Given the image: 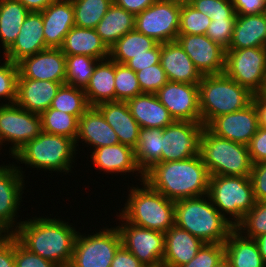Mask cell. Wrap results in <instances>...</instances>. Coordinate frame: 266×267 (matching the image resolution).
Segmentation results:
<instances>
[{
  "mask_svg": "<svg viewBox=\"0 0 266 267\" xmlns=\"http://www.w3.org/2000/svg\"><path fill=\"white\" fill-rule=\"evenodd\" d=\"M224 73L251 93H261L266 82L265 47L227 49Z\"/></svg>",
  "mask_w": 266,
  "mask_h": 267,
  "instance_id": "cell-9",
  "label": "cell"
},
{
  "mask_svg": "<svg viewBox=\"0 0 266 267\" xmlns=\"http://www.w3.org/2000/svg\"><path fill=\"white\" fill-rule=\"evenodd\" d=\"M41 12L31 11L20 28L13 45L3 53L10 61L17 63L21 59L46 50Z\"/></svg>",
  "mask_w": 266,
  "mask_h": 267,
  "instance_id": "cell-22",
  "label": "cell"
},
{
  "mask_svg": "<svg viewBox=\"0 0 266 267\" xmlns=\"http://www.w3.org/2000/svg\"><path fill=\"white\" fill-rule=\"evenodd\" d=\"M198 86L201 123L205 127L220 115L244 109L253 99V93L225 73L203 75Z\"/></svg>",
  "mask_w": 266,
  "mask_h": 267,
  "instance_id": "cell-5",
  "label": "cell"
},
{
  "mask_svg": "<svg viewBox=\"0 0 266 267\" xmlns=\"http://www.w3.org/2000/svg\"><path fill=\"white\" fill-rule=\"evenodd\" d=\"M224 249L231 267H266L256 241L243 236L235 228L224 242Z\"/></svg>",
  "mask_w": 266,
  "mask_h": 267,
  "instance_id": "cell-32",
  "label": "cell"
},
{
  "mask_svg": "<svg viewBox=\"0 0 266 267\" xmlns=\"http://www.w3.org/2000/svg\"><path fill=\"white\" fill-rule=\"evenodd\" d=\"M135 73L142 93L156 94L168 82L166 73L160 63Z\"/></svg>",
  "mask_w": 266,
  "mask_h": 267,
  "instance_id": "cell-45",
  "label": "cell"
},
{
  "mask_svg": "<svg viewBox=\"0 0 266 267\" xmlns=\"http://www.w3.org/2000/svg\"><path fill=\"white\" fill-rule=\"evenodd\" d=\"M96 107L117 134L119 142L135 149L140 126L131 115L126 101L103 102Z\"/></svg>",
  "mask_w": 266,
  "mask_h": 267,
  "instance_id": "cell-27",
  "label": "cell"
},
{
  "mask_svg": "<svg viewBox=\"0 0 266 267\" xmlns=\"http://www.w3.org/2000/svg\"><path fill=\"white\" fill-rule=\"evenodd\" d=\"M162 137L161 128L139 129L137 147L134 150L137 166L143 174L154 164L161 163Z\"/></svg>",
  "mask_w": 266,
  "mask_h": 267,
  "instance_id": "cell-35",
  "label": "cell"
},
{
  "mask_svg": "<svg viewBox=\"0 0 266 267\" xmlns=\"http://www.w3.org/2000/svg\"><path fill=\"white\" fill-rule=\"evenodd\" d=\"M262 14H263L264 17L266 18V1H265L264 10H263Z\"/></svg>",
  "mask_w": 266,
  "mask_h": 267,
  "instance_id": "cell-62",
  "label": "cell"
},
{
  "mask_svg": "<svg viewBox=\"0 0 266 267\" xmlns=\"http://www.w3.org/2000/svg\"><path fill=\"white\" fill-rule=\"evenodd\" d=\"M161 43H157L152 49L148 50V54H140L133 56L126 65L134 72L143 70L154 64L160 63Z\"/></svg>",
  "mask_w": 266,
  "mask_h": 267,
  "instance_id": "cell-51",
  "label": "cell"
},
{
  "mask_svg": "<svg viewBox=\"0 0 266 267\" xmlns=\"http://www.w3.org/2000/svg\"><path fill=\"white\" fill-rule=\"evenodd\" d=\"M145 267H165L163 264H159V265H156V266H145Z\"/></svg>",
  "mask_w": 266,
  "mask_h": 267,
  "instance_id": "cell-64",
  "label": "cell"
},
{
  "mask_svg": "<svg viewBox=\"0 0 266 267\" xmlns=\"http://www.w3.org/2000/svg\"><path fill=\"white\" fill-rule=\"evenodd\" d=\"M190 5L211 18H237L231 0H194Z\"/></svg>",
  "mask_w": 266,
  "mask_h": 267,
  "instance_id": "cell-47",
  "label": "cell"
},
{
  "mask_svg": "<svg viewBox=\"0 0 266 267\" xmlns=\"http://www.w3.org/2000/svg\"><path fill=\"white\" fill-rule=\"evenodd\" d=\"M201 122L174 121L163 128L161 162L181 161L200 155Z\"/></svg>",
  "mask_w": 266,
  "mask_h": 267,
  "instance_id": "cell-14",
  "label": "cell"
},
{
  "mask_svg": "<svg viewBox=\"0 0 266 267\" xmlns=\"http://www.w3.org/2000/svg\"><path fill=\"white\" fill-rule=\"evenodd\" d=\"M116 216L123 222L117 225L122 245L145 266L162 264L164 233L129 223L120 214Z\"/></svg>",
  "mask_w": 266,
  "mask_h": 267,
  "instance_id": "cell-13",
  "label": "cell"
},
{
  "mask_svg": "<svg viewBox=\"0 0 266 267\" xmlns=\"http://www.w3.org/2000/svg\"><path fill=\"white\" fill-rule=\"evenodd\" d=\"M235 22L236 18H211L206 35L227 50L232 40Z\"/></svg>",
  "mask_w": 266,
  "mask_h": 267,
  "instance_id": "cell-46",
  "label": "cell"
},
{
  "mask_svg": "<svg viewBox=\"0 0 266 267\" xmlns=\"http://www.w3.org/2000/svg\"><path fill=\"white\" fill-rule=\"evenodd\" d=\"M20 1L30 12H41L46 9L55 0H18Z\"/></svg>",
  "mask_w": 266,
  "mask_h": 267,
  "instance_id": "cell-58",
  "label": "cell"
},
{
  "mask_svg": "<svg viewBox=\"0 0 266 267\" xmlns=\"http://www.w3.org/2000/svg\"><path fill=\"white\" fill-rule=\"evenodd\" d=\"M75 26L95 29L106 15L113 0H71Z\"/></svg>",
  "mask_w": 266,
  "mask_h": 267,
  "instance_id": "cell-38",
  "label": "cell"
},
{
  "mask_svg": "<svg viewBox=\"0 0 266 267\" xmlns=\"http://www.w3.org/2000/svg\"><path fill=\"white\" fill-rule=\"evenodd\" d=\"M32 219L21 221L13 233L17 240L29 251L58 266L70 265L79 231L55 217Z\"/></svg>",
  "mask_w": 266,
  "mask_h": 267,
  "instance_id": "cell-1",
  "label": "cell"
},
{
  "mask_svg": "<svg viewBox=\"0 0 266 267\" xmlns=\"http://www.w3.org/2000/svg\"><path fill=\"white\" fill-rule=\"evenodd\" d=\"M41 132L40 114L29 112L16 103H0V145L11 143V156Z\"/></svg>",
  "mask_w": 266,
  "mask_h": 267,
  "instance_id": "cell-11",
  "label": "cell"
},
{
  "mask_svg": "<svg viewBox=\"0 0 266 267\" xmlns=\"http://www.w3.org/2000/svg\"><path fill=\"white\" fill-rule=\"evenodd\" d=\"M81 140L91 145L94 149L103 146L119 144L117 134L106 122L104 116L96 106H90L83 115L79 117L78 136L75 146Z\"/></svg>",
  "mask_w": 266,
  "mask_h": 267,
  "instance_id": "cell-26",
  "label": "cell"
},
{
  "mask_svg": "<svg viewBox=\"0 0 266 267\" xmlns=\"http://www.w3.org/2000/svg\"><path fill=\"white\" fill-rule=\"evenodd\" d=\"M250 179L256 202H266V161L252 165Z\"/></svg>",
  "mask_w": 266,
  "mask_h": 267,
  "instance_id": "cell-50",
  "label": "cell"
},
{
  "mask_svg": "<svg viewBox=\"0 0 266 267\" xmlns=\"http://www.w3.org/2000/svg\"><path fill=\"white\" fill-rule=\"evenodd\" d=\"M207 195L234 227L256 204L250 176H210Z\"/></svg>",
  "mask_w": 266,
  "mask_h": 267,
  "instance_id": "cell-8",
  "label": "cell"
},
{
  "mask_svg": "<svg viewBox=\"0 0 266 267\" xmlns=\"http://www.w3.org/2000/svg\"><path fill=\"white\" fill-rule=\"evenodd\" d=\"M174 217L175 225L204 243L224 244L235 228L212 204L208 195L175 201Z\"/></svg>",
  "mask_w": 266,
  "mask_h": 267,
  "instance_id": "cell-3",
  "label": "cell"
},
{
  "mask_svg": "<svg viewBox=\"0 0 266 267\" xmlns=\"http://www.w3.org/2000/svg\"><path fill=\"white\" fill-rule=\"evenodd\" d=\"M42 131L69 137L76 142L79 119L71 114L49 108L40 114Z\"/></svg>",
  "mask_w": 266,
  "mask_h": 267,
  "instance_id": "cell-37",
  "label": "cell"
},
{
  "mask_svg": "<svg viewBox=\"0 0 266 267\" xmlns=\"http://www.w3.org/2000/svg\"><path fill=\"white\" fill-rule=\"evenodd\" d=\"M140 128H165L174 122L156 94L142 93L126 101Z\"/></svg>",
  "mask_w": 266,
  "mask_h": 267,
  "instance_id": "cell-28",
  "label": "cell"
},
{
  "mask_svg": "<svg viewBox=\"0 0 266 267\" xmlns=\"http://www.w3.org/2000/svg\"><path fill=\"white\" fill-rule=\"evenodd\" d=\"M61 51L65 55H87L99 60L109 58V48L95 29L73 28L65 36Z\"/></svg>",
  "mask_w": 266,
  "mask_h": 267,
  "instance_id": "cell-29",
  "label": "cell"
},
{
  "mask_svg": "<svg viewBox=\"0 0 266 267\" xmlns=\"http://www.w3.org/2000/svg\"><path fill=\"white\" fill-rule=\"evenodd\" d=\"M266 18L264 15H237L233 36L228 49L265 47Z\"/></svg>",
  "mask_w": 266,
  "mask_h": 267,
  "instance_id": "cell-31",
  "label": "cell"
},
{
  "mask_svg": "<svg viewBox=\"0 0 266 267\" xmlns=\"http://www.w3.org/2000/svg\"><path fill=\"white\" fill-rule=\"evenodd\" d=\"M15 267H58L54 262L44 259L26 249L14 236Z\"/></svg>",
  "mask_w": 266,
  "mask_h": 267,
  "instance_id": "cell-49",
  "label": "cell"
},
{
  "mask_svg": "<svg viewBox=\"0 0 266 267\" xmlns=\"http://www.w3.org/2000/svg\"><path fill=\"white\" fill-rule=\"evenodd\" d=\"M99 59L87 55H66L65 84L85 89Z\"/></svg>",
  "mask_w": 266,
  "mask_h": 267,
  "instance_id": "cell-39",
  "label": "cell"
},
{
  "mask_svg": "<svg viewBox=\"0 0 266 267\" xmlns=\"http://www.w3.org/2000/svg\"><path fill=\"white\" fill-rule=\"evenodd\" d=\"M5 58L0 65V100L7 99V104H13L16 101L18 67L17 63Z\"/></svg>",
  "mask_w": 266,
  "mask_h": 267,
  "instance_id": "cell-44",
  "label": "cell"
},
{
  "mask_svg": "<svg viewBox=\"0 0 266 267\" xmlns=\"http://www.w3.org/2000/svg\"><path fill=\"white\" fill-rule=\"evenodd\" d=\"M264 96H266V82H265V85H264V89L263 91L261 92Z\"/></svg>",
  "mask_w": 266,
  "mask_h": 267,
  "instance_id": "cell-63",
  "label": "cell"
},
{
  "mask_svg": "<svg viewBox=\"0 0 266 267\" xmlns=\"http://www.w3.org/2000/svg\"><path fill=\"white\" fill-rule=\"evenodd\" d=\"M46 48L60 49L65 36L75 26L71 0H55L41 11Z\"/></svg>",
  "mask_w": 266,
  "mask_h": 267,
  "instance_id": "cell-20",
  "label": "cell"
},
{
  "mask_svg": "<svg viewBox=\"0 0 266 267\" xmlns=\"http://www.w3.org/2000/svg\"><path fill=\"white\" fill-rule=\"evenodd\" d=\"M90 158L96 169L102 170L106 173H131L135 176H141L138 180L144 181V174L138 168L135 160V150L124 144H116L112 146H103L93 149ZM140 175H137V174ZM142 180V181H141Z\"/></svg>",
  "mask_w": 266,
  "mask_h": 267,
  "instance_id": "cell-25",
  "label": "cell"
},
{
  "mask_svg": "<svg viewBox=\"0 0 266 267\" xmlns=\"http://www.w3.org/2000/svg\"><path fill=\"white\" fill-rule=\"evenodd\" d=\"M24 177L20 166L0 165V234H13L21 223L15 218L24 193Z\"/></svg>",
  "mask_w": 266,
  "mask_h": 267,
  "instance_id": "cell-15",
  "label": "cell"
},
{
  "mask_svg": "<svg viewBox=\"0 0 266 267\" xmlns=\"http://www.w3.org/2000/svg\"><path fill=\"white\" fill-rule=\"evenodd\" d=\"M156 95L174 121L201 122L198 84L168 81Z\"/></svg>",
  "mask_w": 266,
  "mask_h": 267,
  "instance_id": "cell-16",
  "label": "cell"
},
{
  "mask_svg": "<svg viewBox=\"0 0 266 267\" xmlns=\"http://www.w3.org/2000/svg\"><path fill=\"white\" fill-rule=\"evenodd\" d=\"M206 127L219 137L248 146L259 128L256 106L252 101L244 109L214 118Z\"/></svg>",
  "mask_w": 266,
  "mask_h": 267,
  "instance_id": "cell-18",
  "label": "cell"
},
{
  "mask_svg": "<svg viewBox=\"0 0 266 267\" xmlns=\"http://www.w3.org/2000/svg\"><path fill=\"white\" fill-rule=\"evenodd\" d=\"M176 41L202 76L224 73L226 50L206 34H178Z\"/></svg>",
  "mask_w": 266,
  "mask_h": 267,
  "instance_id": "cell-17",
  "label": "cell"
},
{
  "mask_svg": "<svg viewBox=\"0 0 266 267\" xmlns=\"http://www.w3.org/2000/svg\"><path fill=\"white\" fill-rule=\"evenodd\" d=\"M235 229L251 239L266 234V202H256L255 206L235 226Z\"/></svg>",
  "mask_w": 266,
  "mask_h": 267,
  "instance_id": "cell-42",
  "label": "cell"
},
{
  "mask_svg": "<svg viewBox=\"0 0 266 267\" xmlns=\"http://www.w3.org/2000/svg\"><path fill=\"white\" fill-rule=\"evenodd\" d=\"M18 78L65 82L66 55L61 49L48 48L17 62Z\"/></svg>",
  "mask_w": 266,
  "mask_h": 267,
  "instance_id": "cell-19",
  "label": "cell"
},
{
  "mask_svg": "<svg viewBox=\"0 0 266 267\" xmlns=\"http://www.w3.org/2000/svg\"><path fill=\"white\" fill-rule=\"evenodd\" d=\"M160 64L168 81L199 84L202 75L177 41L161 43Z\"/></svg>",
  "mask_w": 266,
  "mask_h": 267,
  "instance_id": "cell-24",
  "label": "cell"
},
{
  "mask_svg": "<svg viewBox=\"0 0 266 267\" xmlns=\"http://www.w3.org/2000/svg\"><path fill=\"white\" fill-rule=\"evenodd\" d=\"M258 114L259 127L266 129V96L262 93L253 94V99Z\"/></svg>",
  "mask_w": 266,
  "mask_h": 267,
  "instance_id": "cell-57",
  "label": "cell"
},
{
  "mask_svg": "<svg viewBox=\"0 0 266 267\" xmlns=\"http://www.w3.org/2000/svg\"><path fill=\"white\" fill-rule=\"evenodd\" d=\"M101 230L88 236L78 233L70 263L72 267H110L122 245L121 236L117 227Z\"/></svg>",
  "mask_w": 266,
  "mask_h": 267,
  "instance_id": "cell-10",
  "label": "cell"
},
{
  "mask_svg": "<svg viewBox=\"0 0 266 267\" xmlns=\"http://www.w3.org/2000/svg\"><path fill=\"white\" fill-rule=\"evenodd\" d=\"M173 2H176L177 4L183 5V4H191L194 0H171Z\"/></svg>",
  "mask_w": 266,
  "mask_h": 267,
  "instance_id": "cell-61",
  "label": "cell"
},
{
  "mask_svg": "<svg viewBox=\"0 0 266 267\" xmlns=\"http://www.w3.org/2000/svg\"><path fill=\"white\" fill-rule=\"evenodd\" d=\"M266 0H231L237 15H257L264 10Z\"/></svg>",
  "mask_w": 266,
  "mask_h": 267,
  "instance_id": "cell-54",
  "label": "cell"
},
{
  "mask_svg": "<svg viewBox=\"0 0 266 267\" xmlns=\"http://www.w3.org/2000/svg\"><path fill=\"white\" fill-rule=\"evenodd\" d=\"M211 17L197 11L190 4L181 5L178 34H206Z\"/></svg>",
  "mask_w": 266,
  "mask_h": 267,
  "instance_id": "cell-43",
  "label": "cell"
},
{
  "mask_svg": "<svg viewBox=\"0 0 266 267\" xmlns=\"http://www.w3.org/2000/svg\"><path fill=\"white\" fill-rule=\"evenodd\" d=\"M110 267H145V265L121 245L116 251Z\"/></svg>",
  "mask_w": 266,
  "mask_h": 267,
  "instance_id": "cell-55",
  "label": "cell"
},
{
  "mask_svg": "<svg viewBox=\"0 0 266 267\" xmlns=\"http://www.w3.org/2000/svg\"><path fill=\"white\" fill-rule=\"evenodd\" d=\"M133 29H135V15L114 3L95 27L108 48Z\"/></svg>",
  "mask_w": 266,
  "mask_h": 267,
  "instance_id": "cell-33",
  "label": "cell"
},
{
  "mask_svg": "<svg viewBox=\"0 0 266 267\" xmlns=\"http://www.w3.org/2000/svg\"><path fill=\"white\" fill-rule=\"evenodd\" d=\"M248 150L252 164L266 161V129L258 128L248 144Z\"/></svg>",
  "mask_w": 266,
  "mask_h": 267,
  "instance_id": "cell-52",
  "label": "cell"
},
{
  "mask_svg": "<svg viewBox=\"0 0 266 267\" xmlns=\"http://www.w3.org/2000/svg\"><path fill=\"white\" fill-rule=\"evenodd\" d=\"M158 42L136 29L127 32L109 48V58L116 63L126 64L133 56L148 54Z\"/></svg>",
  "mask_w": 266,
  "mask_h": 267,
  "instance_id": "cell-36",
  "label": "cell"
},
{
  "mask_svg": "<svg viewBox=\"0 0 266 267\" xmlns=\"http://www.w3.org/2000/svg\"><path fill=\"white\" fill-rule=\"evenodd\" d=\"M200 157L210 176H250L248 146L213 134L207 127L201 136Z\"/></svg>",
  "mask_w": 266,
  "mask_h": 267,
  "instance_id": "cell-7",
  "label": "cell"
},
{
  "mask_svg": "<svg viewBox=\"0 0 266 267\" xmlns=\"http://www.w3.org/2000/svg\"><path fill=\"white\" fill-rule=\"evenodd\" d=\"M115 101H127L142 94L136 73L126 64L115 62Z\"/></svg>",
  "mask_w": 266,
  "mask_h": 267,
  "instance_id": "cell-41",
  "label": "cell"
},
{
  "mask_svg": "<svg viewBox=\"0 0 266 267\" xmlns=\"http://www.w3.org/2000/svg\"><path fill=\"white\" fill-rule=\"evenodd\" d=\"M77 148L75 141L62 135L42 131L36 138L26 143L12 158L28 167L45 171L67 172L72 170ZM76 152V153H75Z\"/></svg>",
  "mask_w": 266,
  "mask_h": 267,
  "instance_id": "cell-6",
  "label": "cell"
},
{
  "mask_svg": "<svg viewBox=\"0 0 266 267\" xmlns=\"http://www.w3.org/2000/svg\"><path fill=\"white\" fill-rule=\"evenodd\" d=\"M214 267H231L229 260L224 256Z\"/></svg>",
  "mask_w": 266,
  "mask_h": 267,
  "instance_id": "cell-60",
  "label": "cell"
},
{
  "mask_svg": "<svg viewBox=\"0 0 266 267\" xmlns=\"http://www.w3.org/2000/svg\"><path fill=\"white\" fill-rule=\"evenodd\" d=\"M89 107L84 90L67 84L60 86L50 106L78 119Z\"/></svg>",
  "mask_w": 266,
  "mask_h": 267,
  "instance_id": "cell-40",
  "label": "cell"
},
{
  "mask_svg": "<svg viewBox=\"0 0 266 267\" xmlns=\"http://www.w3.org/2000/svg\"><path fill=\"white\" fill-rule=\"evenodd\" d=\"M257 243L262 260L266 264V234L254 238Z\"/></svg>",
  "mask_w": 266,
  "mask_h": 267,
  "instance_id": "cell-59",
  "label": "cell"
},
{
  "mask_svg": "<svg viewBox=\"0 0 266 267\" xmlns=\"http://www.w3.org/2000/svg\"><path fill=\"white\" fill-rule=\"evenodd\" d=\"M224 256V244L204 243L196 256L180 267H214Z\"/></svg>",
  "mask_w": 266,
  "mask_h": 267,
  "instance_id": "cell-48",
  "label": "cell"
},
{
  "mask_svg": "<svg viewBox=\"0 0 266 267\" xmlns=\"http://www.w3.org/2000/svg\"><path fill=\"white\" fill-rule=\"evenodd\" d=\"M58 267H72L71 265H64V266H58Z\"/></svg>",
  "mask_w": 266,
  "mask_h": 267,
  "instance_id": "cell-65",
  "label": "cell"
},
{
  "mask_svg": "<svg viewBox=\"0 0 266 267\" xmlns=\"http://www.w3.org/2000/svg\"><path fill=\"white\" fill-rule=\"evenodd\" d=\"M0 267H15L13 234H0Z\"/></svg>",
  "mask_w": 266,
  "mask_h": 267,
  "instance_id": "cell-53",
  "label": "cell"
},
{
  "mask_svg": "<svg viewBox=\"0 0 266 267\" xmlns=\"http://www.w3.org/2000/svg\"><path fill=\"white\" fill-rule=\"evenodd\" d=\"M29 12L18 0H0V40L3 53L16 41Z\"/></svg>",
  "mask_w": 266,
  "mask_h": 267,
  "instance_id": "cell-34",
  "label": "cell"
},
{
  "mask_svg": "<svg viewBox=\"0 0 266 267\" xmlns=\"http://www.w3.org/2000/svg\"><path fill=\"white\" fill-rule=\"evenodd\" d=\"M164 242L162 264L165 267H180L187 264L204 245L200 238L175 224L164 233Z\"/></svg>",
  "mask_w": 266,
  "mask_h": 267,
  "instance_id": "cell-23",
  "label": "cell"
},
{
  "mask_svg": "<svg viewBox=\"0 0 266 267\" xmlns=\"http://www.w3.org/2000/svg\"><path fill=\"white\" fill-rule=\"evenodd\" d=\"M209 172L200 155L181 161L154 164L144 173V181L172 201L208 194Z\"/></svg>",
  "mask_w": 266,
  "mask_h": 267,
  "instance_id": "cell-2",
  "label": "cell"
},
{
  "mask_svg": "<svg viewBox=\"0 0 266 267\" xmlns=\"http://www.w3.org/2000/svg\"><path fill=\"white\" fill-rule=\"evenodd\" d=\"M181 5L171 0H157L135 15V29L158 43L176 41Z\"/></svg>",
  "mask_w": 266,
  "mask_h": 267,
  "instance_id": "cell-12",
  "label": "cell"
},
{
  "mask_svg": "<svg viewBox=\"0 0 266 267\" xmlns=\"http://www.w3.org/2000/svg\"><path fill=\"white\" fill-rule=\"evenodd\" d=\"M63 84L65 82L18 78L15 103L29 112L41 114L50 108Z\"/></svg>",
  "mask_w": 266,
  "mask_h": 267,
  "instance_id": "cell-21",
  "label": "cell"
},
{
  "mask_svg": "<svg viewBox=\"0 0 266 267\" xmlns=\"http://www.w3.org/2000/svg\"><path fill=\"white\" fill-rule=\"evenodd\" d=\"M115 61L110 58L99 60L84 89L89 106L115 101Z\"/></svg>",
  "mask_w": 266,
  "mask_h": 267,
  "instance_id": "cell-30",
  "label": "cell"
},
{
  "mask_svg": "<svg viewBox=\"0 0 266 267\" xmlns=\"http://www.w3.org/2000/svg\"><path fill=\"white\" fill-rule=\"evenodd\" d=\"M157 0H113V3L134 15L141 13Z\"/></svg>",
  "mask_w": 266,
  "mask_h": 267,
  "instance_id": "cell-56",
  "label": "cell"
},
{
  "mask_svg": "<svg viewBox=\"0 0 266 267\" xmlns=\"http://www.w3.org/2000/svg\"><path fill=\"white\" fill-rule=\"evenodd\" d=\"M141 185L130 187L125 207L119 214L136 226L166 233L175 224V202L145 181Z\"/></svg>",
  "mask_w": 266,
  "mask_h": 267,
  "instance_id": "cell-4",
  "label": "cell"
}]
</instances>
